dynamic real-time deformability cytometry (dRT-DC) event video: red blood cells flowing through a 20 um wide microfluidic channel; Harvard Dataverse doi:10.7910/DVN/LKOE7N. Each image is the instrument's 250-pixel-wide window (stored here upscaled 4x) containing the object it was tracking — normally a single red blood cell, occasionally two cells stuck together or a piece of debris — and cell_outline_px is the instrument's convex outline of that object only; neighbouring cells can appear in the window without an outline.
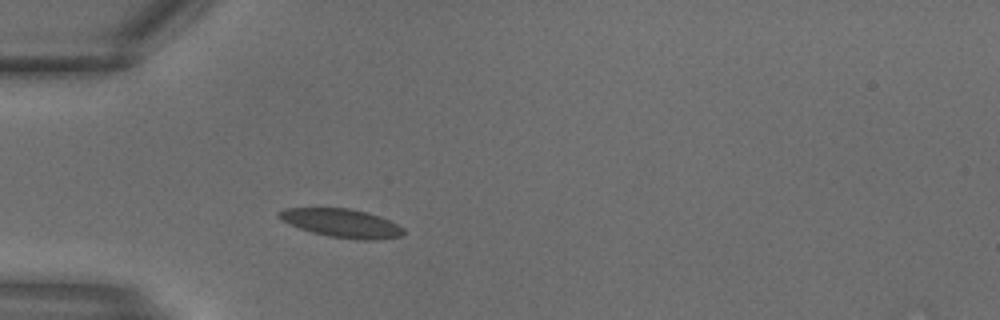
{"species": "common noctule bat (a hibernating species)", "species_latin": "Nyctalus noctula", "temperature_condition": "warm", "stored_images_in_passage": 23, "camera_frame_rate_fps": 3000, "um_per_image_px": 0.085, "animal": {"sex": "male", "body_mass_g": 18.8}, "frame": {"image": 1, "passage_image": 2, "time_ms": 0.333, "image_size_px": [1000, 320], "cell_outline_px": [[404, 232], [400, 236], [376, 240], [364, 240], [328, 236], [312, 232], [300, 228], [280, 220], [276, 216], [276, 212], [284, 208], [348, 208], [368, 212], [380, 216], [404, 228]], "centroid_in_image_um": [29.0, 18.95], "position_along_channel_um": 56.0, "area_um2": 20.69}}
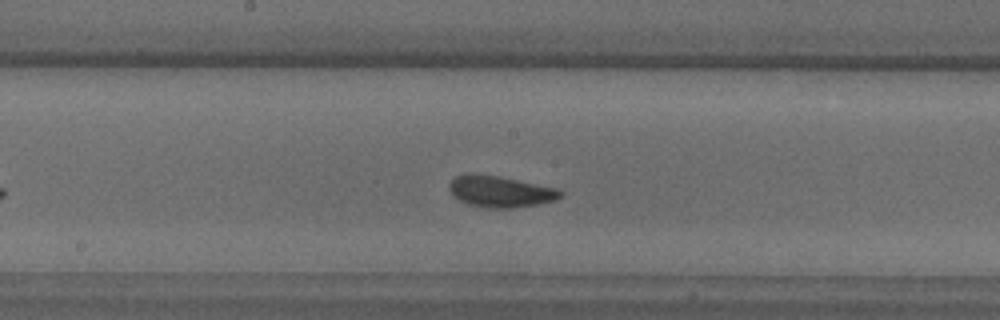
{"frame": {"image": 2, "passage_image": 9, "time_ms": 2.667, "image_size_px": [1000, 320], "cell_outline_px": [[564, 196], [556, 200], [540, 204], [512, 208], [484, 208], [468, 204], [452, 196], [448, 188], [448, 184], [456, 176], [472, 172], [500, 176], [556, 188], [564, 192]], "centroid_in_image_um": [42.52, 16.28], "position_along_channel_um": 205.7, "area_um2": 20.69}}
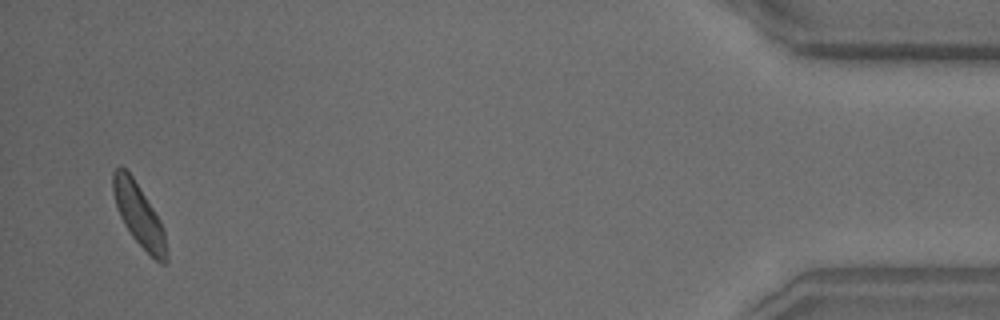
{"frame": {"image": 3, "passage_image": 22, "time_ms": 7.0, "image_size_px": [1000, 320], "cell_outline_px": [[168, 260], [164, 264], [160, 264], [132, 236], [124, 224], [116, 208], [112, 192], [112, 172], [120, 164], [132, 176], [160, 220], [164, 228], [168, 252]], "centroid_in_image_um": [11.8, 18.27], "position_along_channel_um": 423.4, "area_um2": 19.42}}